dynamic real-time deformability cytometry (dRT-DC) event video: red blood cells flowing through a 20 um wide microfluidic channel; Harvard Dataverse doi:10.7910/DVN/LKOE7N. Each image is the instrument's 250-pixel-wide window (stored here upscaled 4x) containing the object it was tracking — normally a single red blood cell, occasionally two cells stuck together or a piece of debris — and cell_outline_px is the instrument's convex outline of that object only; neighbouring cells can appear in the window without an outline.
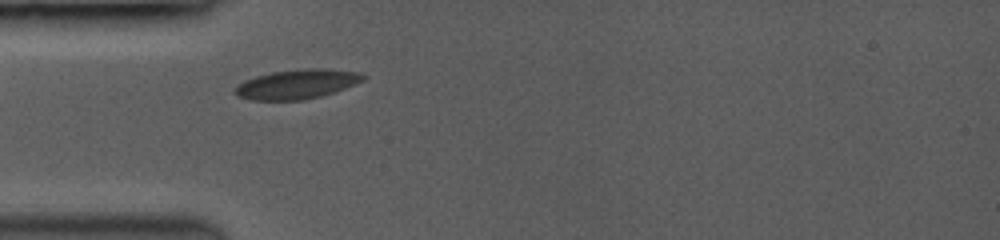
{"species": "common noctule bat (a hibernating species)", "species_latin": "Nyctalus noctula", "temperature_condition": "room temperature", "stored_images_in_passage": 35, "camera_frame_rate_fps": 3500, "um_per_image_px": 0.085, "animal": {"sex": "female", "body_mass_g": 19.0, "forearm_length_mm": 53.3}, "frame": {"image": 1, "passage_image": 1, "time_ms": 0.0, "image_size_px": [1000, 240], "cell_outline_px": [[368, 76], [364, 80], [344, 88], [320, 96], [300, 100], [252, 100], [240, 96], [236, 92], [236, 88], [244, 80], [256, 76], [272, 72], [308, 68], [324, 68], [356, 72]], "centroid_in_image_um": [25.27, 7.14], "position_along_channel_um": 59.7, "area_um2": 21.56}}
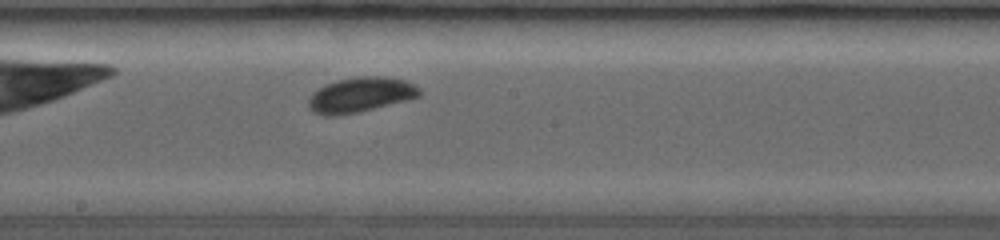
{"frame": {"image": 2, "passage_image": 15, "time_ms": 4.0, "image_size_px": [1000, 240], "cell_outline_px": [[420, 92], [416, 96], [372, 108], [356, 112], [336, 116], [324, 116], [316, 112], [308, 104], [308, 100], [324, 84], [336, 80], [356, 76], [384, 76], [404, 80], [420, 88]], "centroid_in_image_um": [30.6, 8.03], "position_along_channel_um": 217.6, "area_um2": 21.85}}
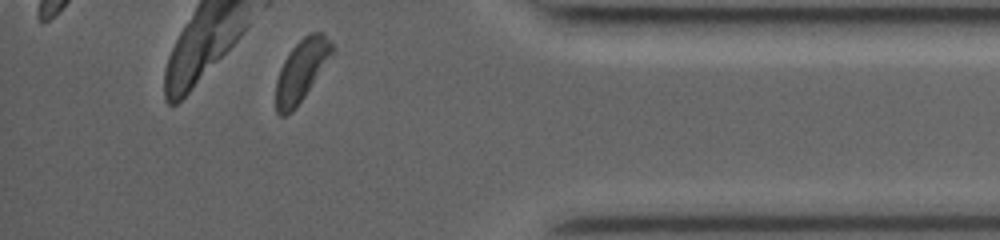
{"frame": {"image": 3, "passage_image": 33, "time_ms": 9.143, "image_size_px": [1000, 240], "cell_outline_px": [[336, 52], [296, 108], [292, 112], [284, 116], [280, 116], [276, 112], [276, 80], [280, 68], [284, 60], [292, 48], [304, 36], [312, 32], [320, 32], [336, 48]], "centroid_in_image_um": [25.64, 6.01], "position_along_channel_um": 409.6, "area_um2": 20.35}}